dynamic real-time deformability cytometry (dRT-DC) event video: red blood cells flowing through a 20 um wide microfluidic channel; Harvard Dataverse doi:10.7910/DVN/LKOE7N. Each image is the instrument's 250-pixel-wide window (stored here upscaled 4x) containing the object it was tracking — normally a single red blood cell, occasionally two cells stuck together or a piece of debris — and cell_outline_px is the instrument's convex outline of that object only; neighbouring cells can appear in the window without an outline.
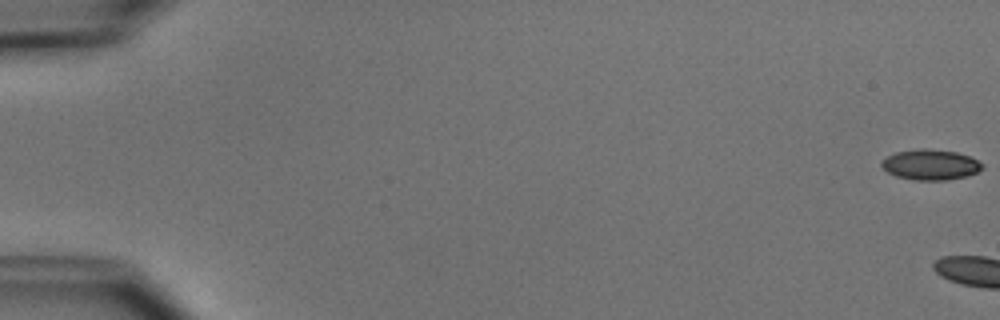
{"species": "common noctule bat (a hibernating species)", "species_latin": "Nyctalus noctula", "temperature_condition": "cold", "stored_images_in_passage": 6, "camera_frame_rate_fps": 3000, "um_per_image_px": 0.085, "animal": {"sex": "male", "body_mass_g": 15.6}, "frame": {"image": 1, "passage_image": 1, "time_ms": 0.0, "image_size_px": [1000, 320], "cell_outline_px": [[984, 168], [968, 176], [948, 180], [916, 180], [896, 176], [888, 172], [880, 164], [880, 160], [896, 152], [920, 148], [924, 148], [956, 152], [968, 156], [984, 164]], "centroid_in_image_um": [79.09, 14.0], "position_along_channel_um": 5.9, "area_um2": 17.86}}
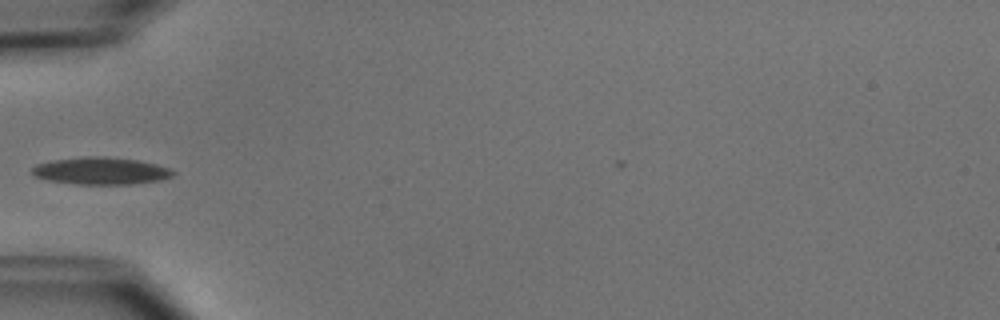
{"frame": {"image": 2, "passage_image": 6, "time_ms": 7.0, "image_size_px": [1000, 320], "cell_outline_px": [[176, 172], [172, 176], [160, 180], [132, 184], [76, 184], [48, 180], [36, 176], [32, 172], [32, 168], [36, 164], [52, 160], [88, 156], [104, 156], [136, 160], [156, 164], [168, 168]], "centroid_in_image_um": [8.57, 14.52], "position_along_channel_um": 76.4, "area_um2": 22.2}}